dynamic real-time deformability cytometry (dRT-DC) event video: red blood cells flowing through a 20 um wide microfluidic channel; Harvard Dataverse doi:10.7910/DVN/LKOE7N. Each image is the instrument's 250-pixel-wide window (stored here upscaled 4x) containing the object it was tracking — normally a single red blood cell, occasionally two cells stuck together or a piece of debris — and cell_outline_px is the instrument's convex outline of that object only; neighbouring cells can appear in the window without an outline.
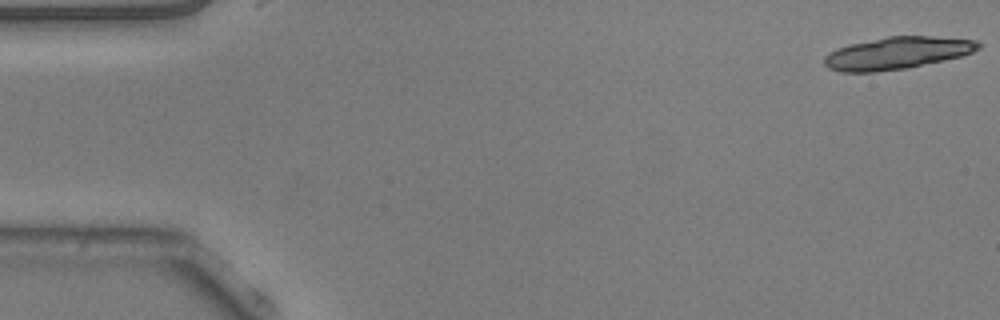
{"species": "common noctule bat (a hibernating species)", "species_latin": "Nyctalus noctula", "temperature_condition": "warm", "stored_images_in_passage": 17, "camera_frame_rate_fps": 3000, "um_per_image_px": 0.085, "animal": {"sex": "male", "body_mass_g": 20.5, "forearm_length_mm": 52.5}, "frame": {"image": 1, "passage_image": 1, "time_ms": 0.0, "image_size_px": [1000, 320], "cell_outline_px": [[980, 48], [972, 52], [960, 56], [908, 68], [872, 72], [840, 72], [828, 68], [824, 64], [824, 56], [828, 52], [836, 48], [848, 44], [888, 36], [932, 36], [976, 40], [980, 44]], "centroid_in_image_um": [76.2, 4.51], "position_along_channel_um": 8.8, "area_um2": 28.96}}